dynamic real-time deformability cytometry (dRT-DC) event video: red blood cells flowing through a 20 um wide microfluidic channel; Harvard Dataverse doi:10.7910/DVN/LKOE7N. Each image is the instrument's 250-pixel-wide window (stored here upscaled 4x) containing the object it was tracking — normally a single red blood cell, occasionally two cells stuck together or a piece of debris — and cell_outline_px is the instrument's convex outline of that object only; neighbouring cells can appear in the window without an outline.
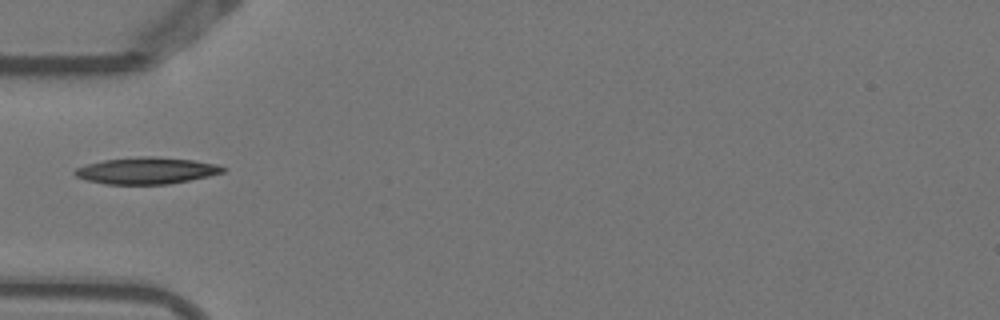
{"species": "Egyptian fruit bat (a non-hibernating species)", "species_latin": "Rousettus aegyptiacus", "temperature_condition": "warm", "stored_images_in_passage": 5, "camera_frame_rate_fps": 3000, "um_per_image_px": 0.085, "animal": {"sex": "female"}, "frame": {"image": 1, "passage_image": 4, "time_ms": 1.0, "image_size_px": [1000, 320], "cell_outline_px": [[228, 168], [224, 172], [208, 176], [168, 184], [104, 184], [88, 180], [76, 176], [72, 172], [76, 168], [88, 164], [104, 160], [140, 156], [156, 156], [192, 160], [216, 164]], "centroid_in_image_um": [12.46, 14.5], "position_along_channel_um": 72.5, "area_um2": 22.89}}
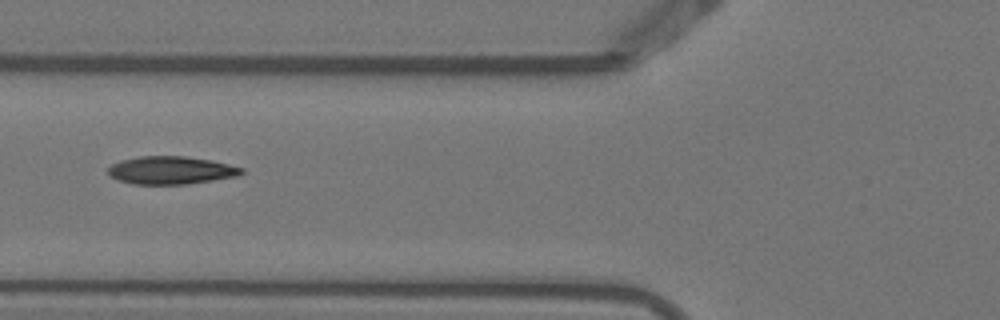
{"frame": {"image": 2, "passage_image": 5, "time_ms": 1.333, "image_size_px": [1000, 320], "cell_outline_px": [[244, 172], [236, 176], [188, 184], [132, 184], [116, 180], [108, 176], [108, 168], [112, 164], [120, 160], [140, 156], [184, 156], [212, 160], [244, 168]], "centroid_in_image_um": [14.49, 14.47], "position_along_channel_um": 111.3, "area_um2": 21.79}}